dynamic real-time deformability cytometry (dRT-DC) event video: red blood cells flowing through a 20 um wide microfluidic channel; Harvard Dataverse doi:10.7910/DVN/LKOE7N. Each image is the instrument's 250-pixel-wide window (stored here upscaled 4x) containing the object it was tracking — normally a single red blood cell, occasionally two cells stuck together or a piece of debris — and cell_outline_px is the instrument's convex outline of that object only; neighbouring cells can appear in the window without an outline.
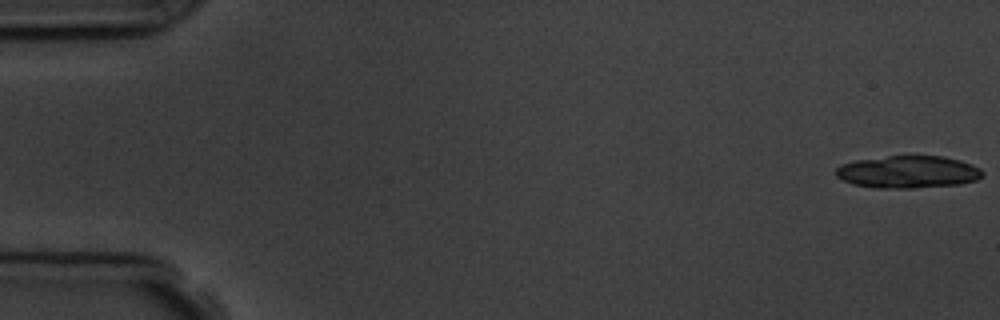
{"species": "common noctule bat (a hibernating species)", "species_latin": "Nyctalus noctula", "temperature_condition": "room temperature", "stored_images_in_passage": 4, "camera_frame_rate_fps": 3000, "um_per_image_px": 0.085, "animal": {"sex": "male", "body_mass_g": 19.5, "forearm_length_mm": 54.6}, "frame": {"image": 1, "passage_image": 1, "time_ms": 0.0, "image_size_px": [1000, 320], "cell_outline_px": [[984, 176], [976, 180], [960, 184], [912, 188], [876, 188], [852, 184], [836, 176], [836, 168], [840, 164], [856, 160], [888, 156], [944, 156], [960, 160], [972, 164], [980, 168], [984, 172]], "centroid_in_image_um": [77.2, 14.61], "position_along_channel_um": 7.8, "area_um2": 27.8}}